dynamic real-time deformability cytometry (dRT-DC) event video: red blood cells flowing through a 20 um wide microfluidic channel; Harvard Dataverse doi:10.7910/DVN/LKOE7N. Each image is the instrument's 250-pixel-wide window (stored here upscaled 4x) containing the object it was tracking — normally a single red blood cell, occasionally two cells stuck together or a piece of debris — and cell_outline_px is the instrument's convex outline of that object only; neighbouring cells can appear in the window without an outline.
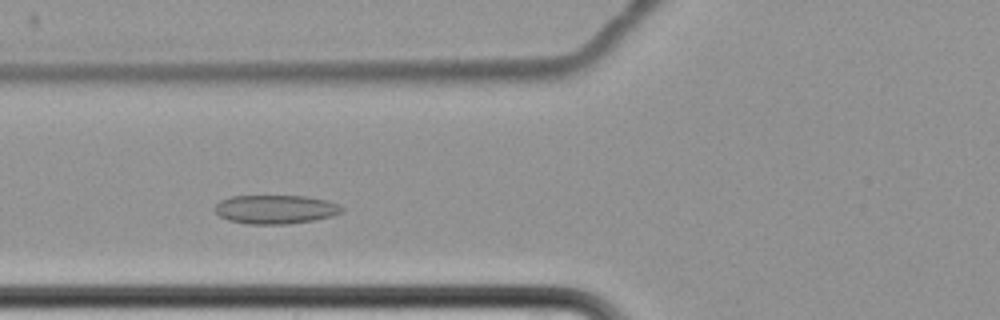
{"species": "common noctule bat (a hibernating species)", "species_latin": "Nyctalus noctula", "temperature_condition": "cold", "stored_images_in_passage": 5, "camera_frame_rate_fps": 3000, "um_per_image_px": 0.085, "animal": {"sex": "female", "body_mass_g": 22.7, "forearm_length_mm": 54.2}, "frame": {"image": 1, "passage_image": 4, "time_ms": 4.667, "image_size_px": [1000, 320], "cell_outline_px": [[344, 212], [332, 216], [312, 220], [284, 224], [248, 224], [228, 220], [220, 216], [212, 208], [220, 200], [232, 196], [308, 196], [328, 200], [340, 204], [344, 208]], "centroid_in_image_um": [23.44, 17.78], "position_along_channel_um": 102.4, "area_um2": 21.5}}
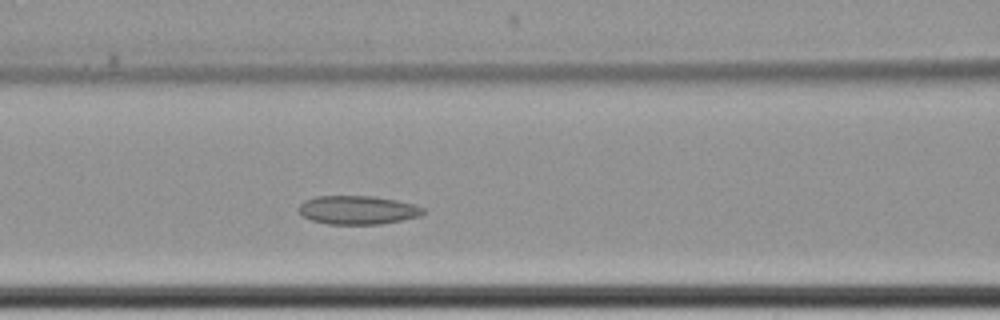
{"frame": {"image": 2, "passage_image": 5, "time_ms": 5.667, "image_size_px": [1000, 320], "cell_outline_px": [[428, 212], [420, 216], [380, 224], [328, 224], [312, 220], [304, 216], [300, 212], [300, 204], [304, 200], [316, 196], [372, 196], [396, 200], [412, 204], [424, 208]], "centroid_in_image_um": [30.43, 17.85], "position_along_channel_um": 136.2, "area_um2": 20.63}}